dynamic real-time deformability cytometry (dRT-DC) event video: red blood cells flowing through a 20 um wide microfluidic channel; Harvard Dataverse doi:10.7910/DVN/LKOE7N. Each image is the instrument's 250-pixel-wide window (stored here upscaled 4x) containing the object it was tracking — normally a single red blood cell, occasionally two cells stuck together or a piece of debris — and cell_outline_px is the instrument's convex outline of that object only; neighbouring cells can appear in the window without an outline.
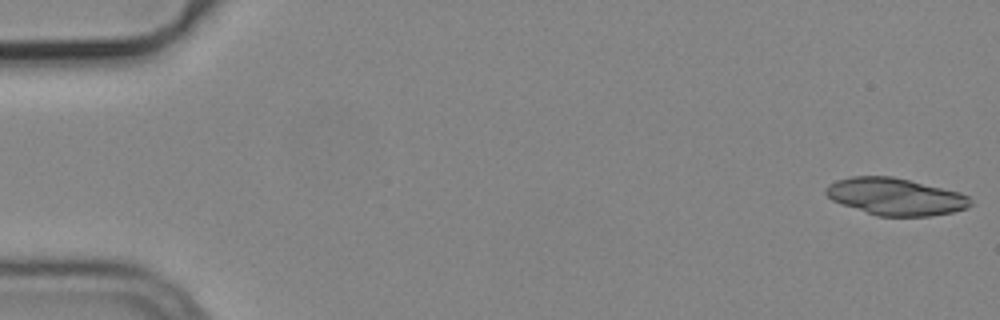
{"species": "common noctule bat (a hibernating species)", "species_latin": "Nyctalus noctula", "temperature_condition": "cold", "stored_images_in_passage": 53, "camera_frame_rate_fps": 3000, "um_per_image_px": 0.085, "animal": {"sex": "male", "body_mass_g": 19.2, "forearm_length_mm": 51.8}, "frame": {"image": 1, "passage_image": 1, "time_ms": 0.0, "image_size_px": [1000, 320], "cell_outline_px": [[972, 204], [968, 208], [952, 212], [932, 216], [876, 216], [840, 204], [832, 200], [824, 192], [824, 188], [828, 184], [836, 180], [852, 176], [892, 176], [960, 192], [968, 196], [972, 200]], "centroid_in_image_um": [76.1, 16.72], "position_along_channel_um": 8.9, "area_um2": 31.5}}
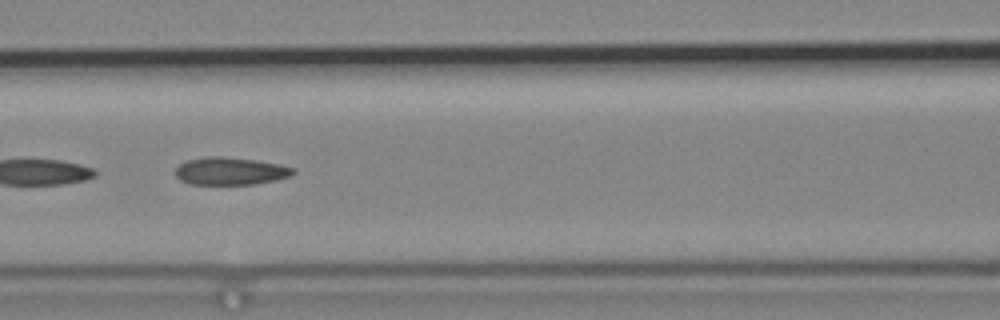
{"frame": {"image": 2, "passage_image": 24, "time_ms": 7.667, "image_size_px": [1000, 320], "cell_outline_px": [[296, 172], [292, 176], [276, 180], [256, 184], [188, 184], [180, 180], [176, 176], [176, 168], [180, 164], [188, 160], [204, 156], [220, 156], [256, 160], [280, 164], [296, 168]], "centroid_in_image_um": [19.62, 14.54], "position_along_channel_um": 147.0, "area_um2": 19.13}}
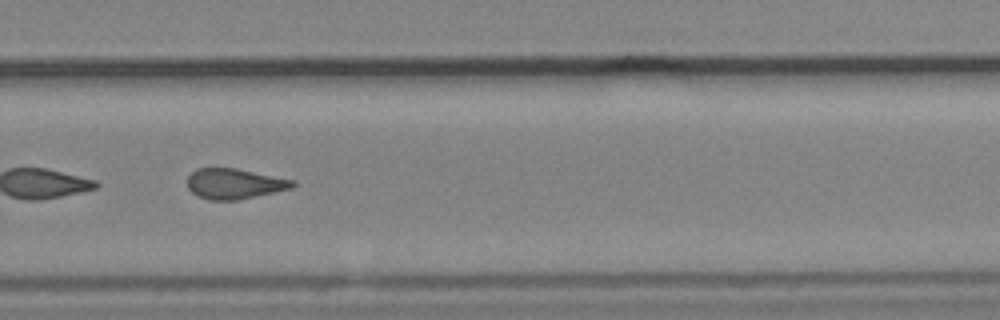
{"frame": {"image": 3, "passage_image": 37, "time_ms": 12.0, "image_size_px": [1000, 320], "cell_outline_px": [[296, 184], [292, 188], [236, 200], [208, 200], [196, 196], [188, 188], [188, 176], [196, 168], [236, 168], [296, 180]], "centroid_in_image_um": [19.92, 15.61], "position_along_channel_um": 309.9, "area_um2": 18.67}, "authors_computed_cell_mechanics": {"area_um2": 19.5942, "velocity_mm_per_s": 3.7751, "shape_relaxation_time_tau1_ms": null, "shape_relaxation_time_tau2_ms": 3.5575, "deformation_change_tau1": null, "deformation_change_tau2": 0.132}}